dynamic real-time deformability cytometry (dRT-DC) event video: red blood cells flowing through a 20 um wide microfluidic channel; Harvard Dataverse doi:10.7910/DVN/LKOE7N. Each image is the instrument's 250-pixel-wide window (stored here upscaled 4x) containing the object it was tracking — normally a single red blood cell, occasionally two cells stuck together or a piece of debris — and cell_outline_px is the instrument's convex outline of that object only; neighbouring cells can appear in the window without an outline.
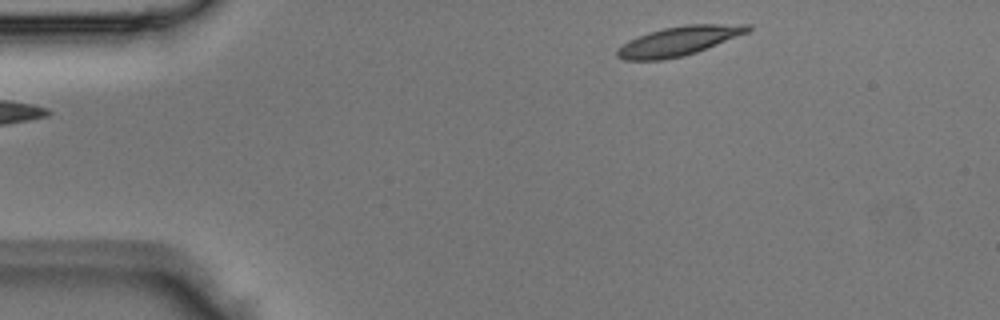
{"species": "Egyptian fruit bat (a non-hibernating species)", "species_latin": "Rousettus aegyptiacus", "temperature_condition": "room temperature", "stored_images_in_passage": 2, "camera_frame_rate_fps": 3000, "um_per_image_px": 0.085, "animal": {"sex": "male"}, "frame": {"image": 1, "passage_image": 2, "time_ms": 0.333, "image_size_px": [1000, 320], "cell_outline_px": [[752, 28], [748, 32], [696, 52], [664, 60], [624, 60], [616, 56], [616, 48], [628, 40], [664, 28], [684, 24], [752, 24]], "centroid_in_image_um": [57.68, 3.48], "position_along_channel_um": 27.3, "area_um2": 22.08}}